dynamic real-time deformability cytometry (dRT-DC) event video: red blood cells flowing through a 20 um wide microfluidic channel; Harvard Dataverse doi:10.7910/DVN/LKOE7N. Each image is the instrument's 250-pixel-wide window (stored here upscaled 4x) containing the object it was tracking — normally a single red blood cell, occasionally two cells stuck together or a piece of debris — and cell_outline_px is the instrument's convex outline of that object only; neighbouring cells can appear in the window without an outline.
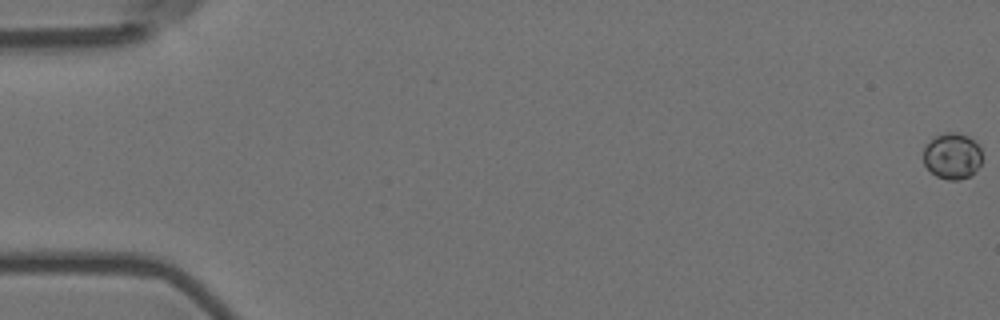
{"species": "Egyptian fruit bat (a non-hibernating species)", "species_latin": "Rousettus aegyptiacus", "temperature_condition": "room temperature", "stored_images_in_passage": 6, "camera_frame_rate_fps": 3000, "um_per_image_px": 0.085, "animal": {"sex": "female"}, "frame": {"image": 1, "passage_image": 1, "time_ms": 0.0, "image_size_px": [1000, 320], "cell_outline_px": [[980, 164], [968, 176], [960, 180], [948, 180], [936, 176], [924, 164], [924, 144], [936, 136], [944, 132], [956, 132], [968, 136], [980, 148]], "centroid_in_image_um": [80.9, 13.25], "position_along_channel_um": 4.1, "area_um2": 15.55}}
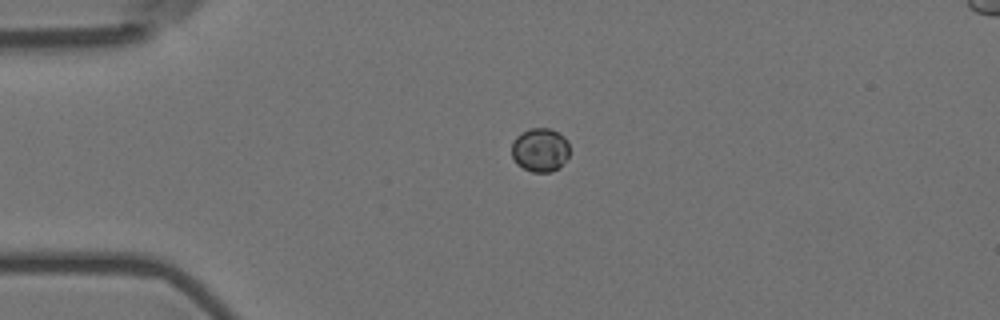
{"frame": {"image": 2, "passage_image": 5, "time_ms": 1.333, "image_size_px": [1000, 320], "cell_outline_px": [[568, 156], [560, 168], [548, 172], [532, 172], [516, 164], [512, 156], [512, 140], [520, 132], [528, 128], [548, 128], [564, 136], [568, 140]], "centroid_in_image_um": [45.89, 12.73], "position_along_channel_um": 39.1, "area_um2": 14.91}}